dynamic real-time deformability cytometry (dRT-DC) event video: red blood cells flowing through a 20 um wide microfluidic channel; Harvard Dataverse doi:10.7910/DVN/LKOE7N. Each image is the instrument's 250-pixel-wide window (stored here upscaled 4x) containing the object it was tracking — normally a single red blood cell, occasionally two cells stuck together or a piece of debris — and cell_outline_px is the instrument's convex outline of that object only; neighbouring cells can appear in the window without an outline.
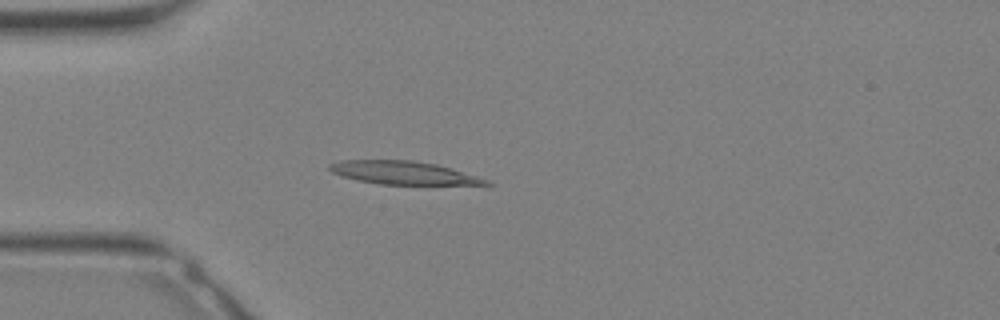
{"species": "Egyptian fruit bat (a non-hibernating species)", "species_latin": "Rousettus aegyptiacus", "temperature_condition": "warm", "stored_images_in_passage": 11, "camera_frame_rate_fps": 3000, "um_per_image_px": 0.085, "animal": {"sex": "female"}, "frame": {"image": 1, "passage_image": 8, "time_ms": 2.333, "image_size_px": [1000, 320], "cell_outline_px": [[492, 184], [380, 184], [340, 176], [332, 172], [328, 168], [328, 164], [340, 160], [412, 160], [436, 164], [476, 176], [488, 180]], "centroid_in_image_um": [34.19, 14.67], "position_along_channel_um": 50.8, "area_um2": 20.69}}
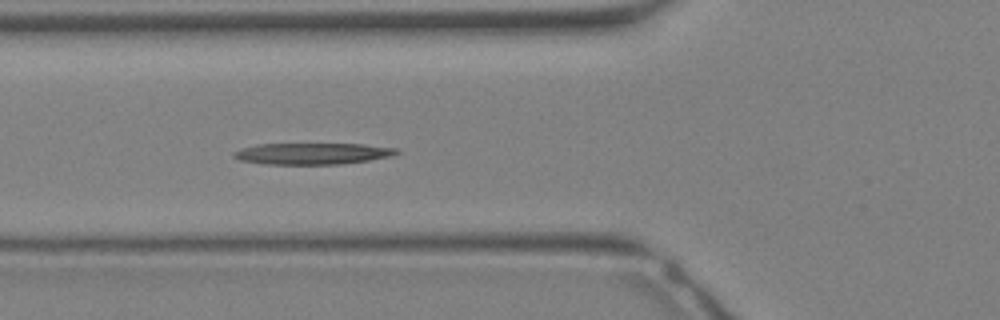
{"frame": {"image": 2, "passage_image": 11, "time_ms": 3.333, "image_size_px": [1000, 320], "cell_outline_px": [[400, 152], [392, 156], [368, 160], [340, 164], [264, 164], [240, 160], [232, 156], [232, 152], [240, 148], [256, 144], [360, 144], [396, 148]], "centroid_in_image_um": [26.5, 13.05], "position_along_channel_um": 99.3, "area_um2": 20.29}}